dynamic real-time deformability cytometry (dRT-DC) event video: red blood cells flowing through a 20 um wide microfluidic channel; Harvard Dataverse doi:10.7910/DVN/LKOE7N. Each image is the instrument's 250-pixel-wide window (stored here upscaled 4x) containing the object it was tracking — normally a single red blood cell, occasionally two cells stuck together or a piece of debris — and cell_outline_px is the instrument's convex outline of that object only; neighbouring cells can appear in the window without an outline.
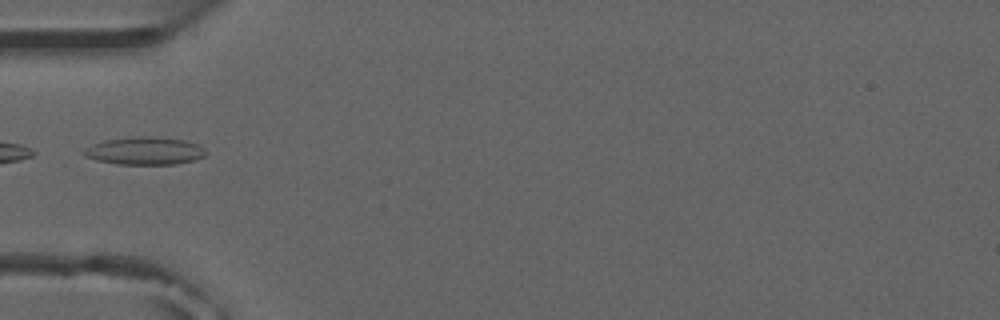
{"species": "common noctule bat (a hibernating species)", "species_latin": "Nyctalus noctula", "temperature_condition": "room temperature", "stored_images_in_passage": 5, "camera_frame_rate_fps": 3000, "um_per_image_px": 0.085, "animal": {"sex": "male", "forearm_length_mm": 52.5}, "frame": {"image": 1, "passage_image": 5, "time_ms": 5.333, "image_size_px": [1000, 320], "cell_outline_px": [[208, 152], [204, 156], [196, 160], [176, 164], [116, 164], [96, 160], [84, 156], [84, 152], [92, 144], [104, 140], [136, 136], [152, 136], [184, 140], [196, 144], [204, 148]], "centroid_in_image_um": [12.33, 12.82], "position_along_channel_um": 72.7, "area_um2": 19.71}}